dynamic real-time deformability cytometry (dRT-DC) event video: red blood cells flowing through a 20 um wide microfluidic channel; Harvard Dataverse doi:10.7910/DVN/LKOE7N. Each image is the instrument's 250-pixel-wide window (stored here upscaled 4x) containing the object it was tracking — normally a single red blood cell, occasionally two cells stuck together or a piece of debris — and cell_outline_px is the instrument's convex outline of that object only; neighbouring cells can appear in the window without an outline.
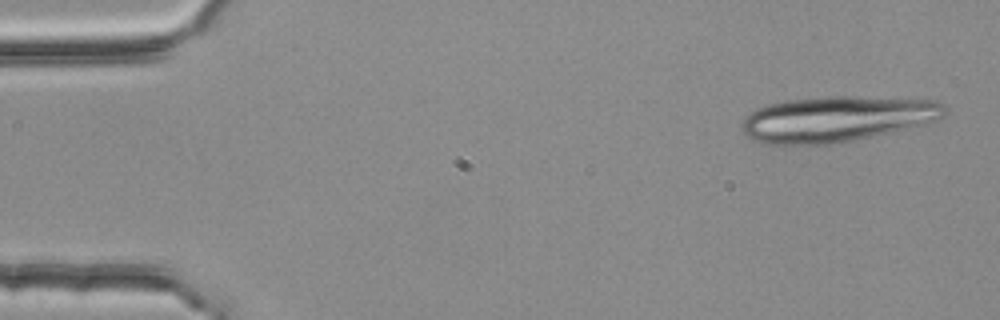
{"species": "common noctule bat (a hibernating species)", "species_latin": "Nyctalus noctula", "temperature_condition": "room temperature", "stored_images_in_passage": 4, "camera_frame_rate_fps": 3000, "um_per_image_px": 0.085, "animal": {"sex": "female", "body_mass_g": 25.1}, "frame": {"image": 1, "passage_image": 1, "time_ms": 0.0, "image_size_px": [1000, 320], "cell_outline_px": [[948, 112], [944, 116], [936, 120], [924, 124], [872, 136], [852, 140], [828, 144], [768, 144], [752, 140], [740, 128], [744, 116], [756, 108], [768, 104], [784, 100], [828, 96], [860, 96], [936, 100], [944, 104], [948, 108]], "centroid_in_image_um": [71.13, 10.09], "position_along_channel_um": 13.9, "area_um2": 54.22}}